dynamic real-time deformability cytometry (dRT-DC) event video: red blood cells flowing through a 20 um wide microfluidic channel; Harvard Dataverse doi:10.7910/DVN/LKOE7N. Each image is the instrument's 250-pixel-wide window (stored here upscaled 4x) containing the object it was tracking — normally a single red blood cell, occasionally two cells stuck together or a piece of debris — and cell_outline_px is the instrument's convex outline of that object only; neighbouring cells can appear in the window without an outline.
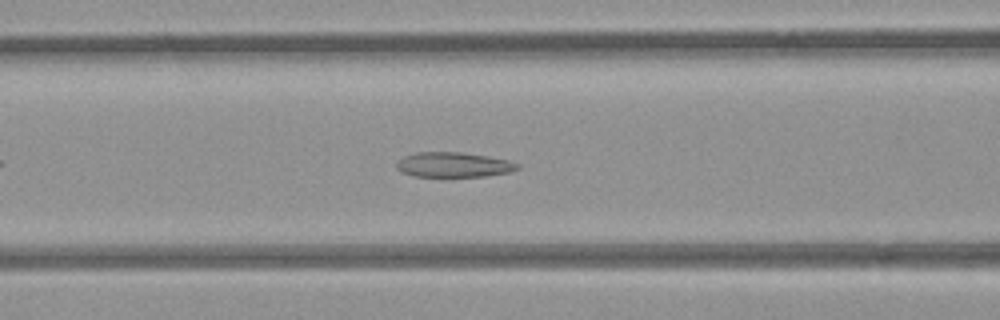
{"species": "common noctule bat (a hibernating species)", "species_latin": "Nyctalus noctula", "temperature_condition": "room temperature", "stored_images_in_passage": 45, "camera_frame_rate_fps": 3000, "um_per_image_px": 0.085, "animal": {"sex": "female", "body_mass_g": 21.9}, "frame": {"image": 1, "passage_image": 12, "time_ms": 3.667, "image_size_px": [1000, 320], "cell_outline_px": [[520, 168], [508, 172], [484, 176], [412, 176], [396, 168], [396, 164], [404, 156], [416, 152], [460, 152], [488, 156], [508, 160], [520, 164]], "centroid_in_image_um": [38.56, 13.99], "position_along_channel_um": 128.0, "area_um2": 17.4}}
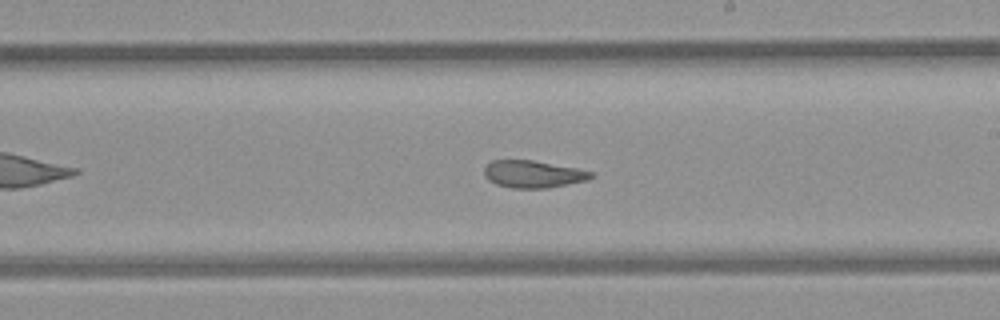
{"frame": {"image": 2, "passage_image": 21, "time_ms": 6.667, "image_size_px": [1000, 320], "cell_outline_px": [[596, 176], [588, 180], [548, 188], [512, 188], [496, 184], [488, 180], [484, 176], [484, 168], [492, 160], [532, 160], [576, 168], [596, 172]], "centroid_in_image_um": [45.35, 14.8], "position_along_channel_um": 243.7, "area_um2": 17.11}}
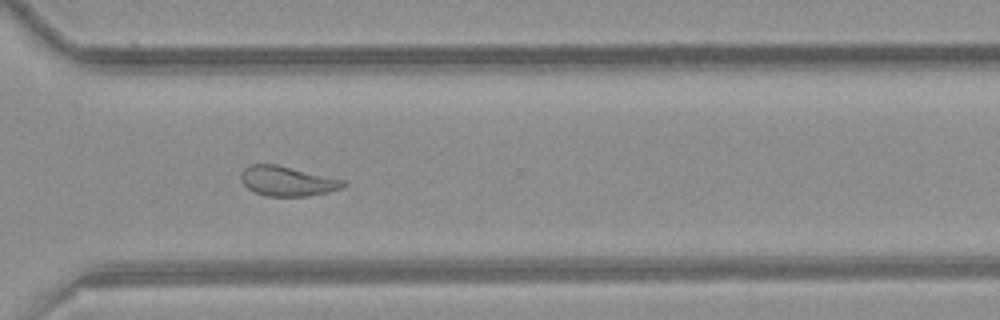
{"frame": {"image": 3, "passage_image": 29, "time_ms": 9.333, "image_size_px": [1000, 320], "cell_outline_px": [[348, 184], [340, 188], [328, 192], [308, 196], [268, 196], [256, 192], [248, 188], [240, 180], [240, 172], [244, 168], [252, 164], [276, 164], [348, 180]], "centroid_in_image_um": [24.45, 15.38], "position_along_channel_um": 346.1, "area_um2": 17.92}, "authors_computed_cell_mechanics": {"area_um2": 18.5538, "velocity_mm_per_s": 3.8514, "shape_relaxation_time_tau1_ms": null, "shape_relaxation_time_tau2_ms": 2.6537, "deformation_change_tau1": null, "deformation_change_tau2": 0.0978}}